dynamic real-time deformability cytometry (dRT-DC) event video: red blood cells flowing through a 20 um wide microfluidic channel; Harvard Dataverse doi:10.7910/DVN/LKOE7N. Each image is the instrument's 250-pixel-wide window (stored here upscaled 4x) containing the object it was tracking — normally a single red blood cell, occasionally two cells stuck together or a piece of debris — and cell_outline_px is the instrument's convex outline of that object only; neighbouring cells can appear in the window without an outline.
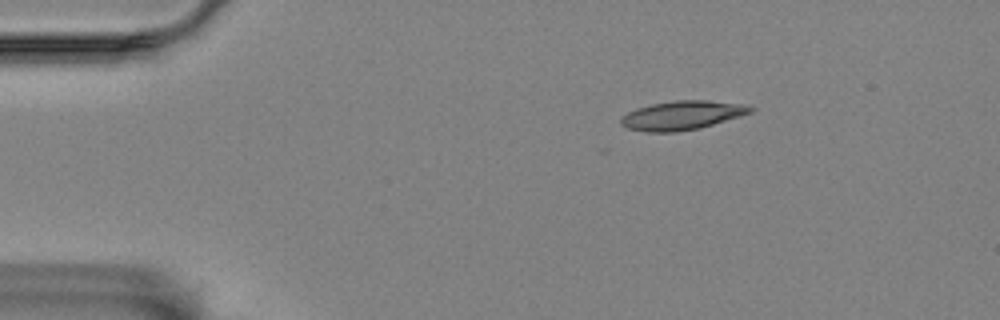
{"species": "Egyptian fruit bat (a non-hibernating species)", "species_latin": "Rousettus aegyptiacus", "temperature_condition": "room temperature", "stored_images_in_passage": 49, "camera_frame_rate_fps": 3000, "um_per_image_px": 0.085, "animal": {"sex": "female"}, "frame": {"image": 1, "passage_image": 1, "time_ms": 0.0, "image_size_px": [1000, 320], "cell_outline_px": [[756, 108], [752, 112], [740, 116], [700, 128], [676, 132], [644, 132], [628, 128], [620, 124], [620, 116], [636, 108], [652, 104], [672, 100], [708, 100], [744, 104]], "centroid_in_image_um": [57.96, 9.8], "position_along_channel_um": 27.0, "area_um2": 22.02}}
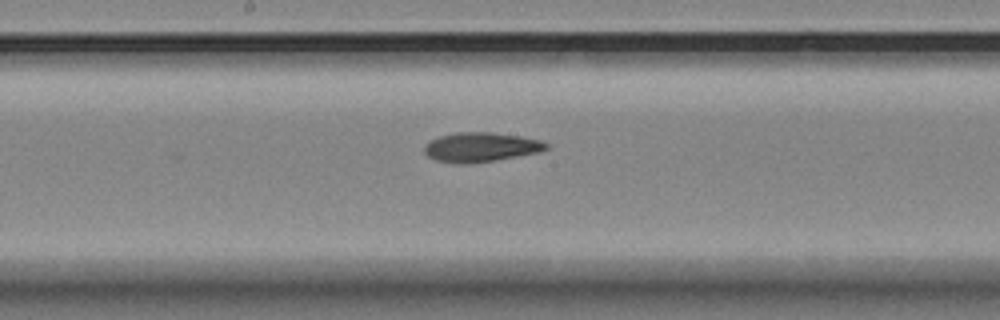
{"frame": {"image": 2, "passage_image": 22, "time_ms": 7.0, "image_size_px": [1000, 320], "cell_outline_px": [[548, 148], [540, 152], [496, 160], [464, 164], [460, 164], [436, 160], [428, 156], [424, 152], [424, 144], [440, 136], [456, 132], [492, 132], [520, 136], [540, 140], [548, 144]], "centroid_in_image_um": [40.87, 12.5], "position_along_channel_um": 207.3, "area_um2": 20.87}}
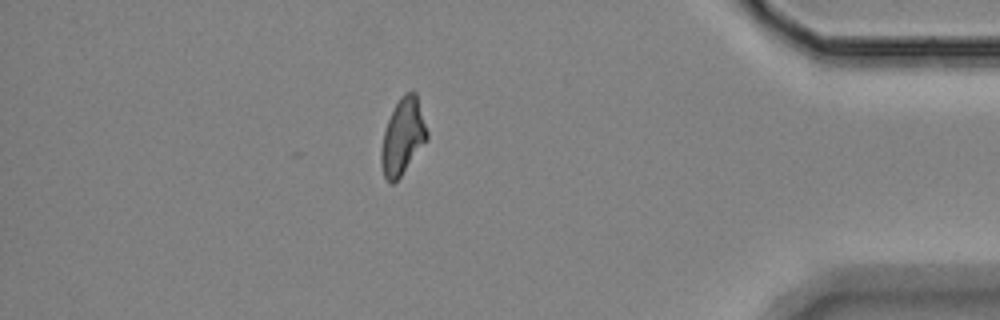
{"frame": {"image": 3, "passage_image": 42, "time_ms": 13.667, "image_size_px": [1000, 320], "cell_outline_px": [[428, 140], [400, 176], [392, 184], [388, 184], [384, 176], [380, 164], [380, 152], [384, 132], [388, 120], [400, 96], [404, 92], [416, 92], [428, 132]], "centroid_in_image_um": [34.23, 11.62], "position_along_channel_um": 401.0, "area_um2": 20.29}, "authors_computed_cell_mechanics": {"area_um2": 20.6346, "velocity_mm_per_s": 3.4429, "shape_relaxation_time_tau1_ms": null, "shape_relaxation_time_tau2_ms": 6.6881, "deformation_change_tau1": null, "deformation_change_tau2": 0.1404}}